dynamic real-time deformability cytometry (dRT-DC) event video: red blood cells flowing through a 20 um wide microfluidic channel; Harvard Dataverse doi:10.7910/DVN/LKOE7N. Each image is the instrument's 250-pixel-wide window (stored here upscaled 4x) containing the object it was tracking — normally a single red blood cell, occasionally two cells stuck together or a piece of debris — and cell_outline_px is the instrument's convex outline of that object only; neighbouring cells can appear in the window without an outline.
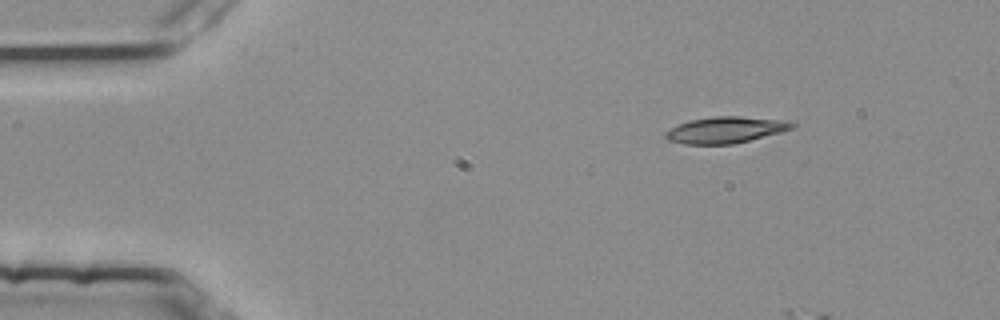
{"species": "common noctule bat (a hibernating species)", "species_latin": "Nyctalus noctula", "temperature_condition": "room temperature", "stored_images_in_passage": 3, "camera_frame_rate_fps": 3000, "um_per_image_px": 0.085, "animal": {"sex": "female", "body_mass_g": 25.1}, "frame": {"image": 1, "passage_image": 1, "time_ms": 0.0, "image_size_px": [1000, 320], "cell_outline_px": [[796, 128], [732, 144], [684, 144], [668, 140], [664, 136], [664, 132], [680, 124], [692, 120], [716, 116], [740, 116], [780, 120], [796, 124]], "centroid_in_image_um": [61.66, 11.04], "position_along_channel_um": 23.3, "area_um2": 19.07}}